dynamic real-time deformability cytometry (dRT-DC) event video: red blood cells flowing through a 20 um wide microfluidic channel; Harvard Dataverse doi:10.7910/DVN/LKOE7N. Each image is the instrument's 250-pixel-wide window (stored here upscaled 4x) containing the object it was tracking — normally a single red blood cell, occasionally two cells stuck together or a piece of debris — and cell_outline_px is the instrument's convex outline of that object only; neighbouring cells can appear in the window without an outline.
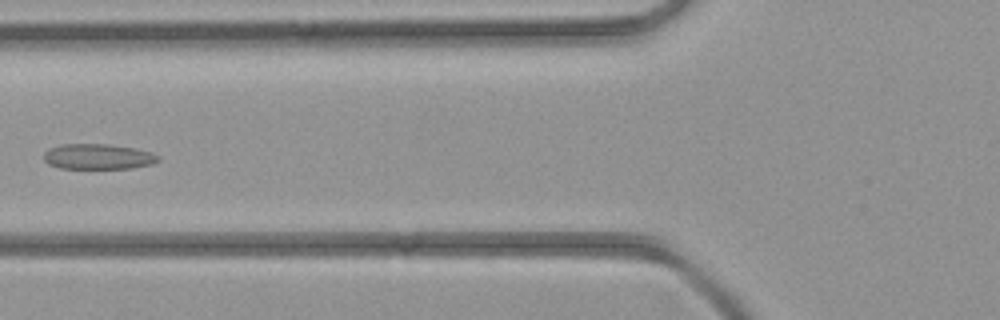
{"species": "common noctule bat (a hibernating species)", "species_latin": "Nyctalus noctula", "temperature_condition": "room temperature", "stored_images_in_passage": 3, "camera_frame_rate_fps": 3000, "um_per_image_px": 0.085, "animal": {"sex": "female", "body_mass_g": 21.9}, "frame": {"image": 1, "passage_image": 3, "time_ms": 3.0, "image_size_px": [1000, 320], "cell_outline_px": [[160, 160], [152, 164], [132, 168], [60, 168], [48, 164], [44, 160], [44, 152], [48, 148], [60, 144], [108, 144], [136, 148], [152, 152], [160, 156]], "centroid_in_image_um": [8.34, 13.3], "position_along_channel_um": 117.5, "area_um2": 17.11}}